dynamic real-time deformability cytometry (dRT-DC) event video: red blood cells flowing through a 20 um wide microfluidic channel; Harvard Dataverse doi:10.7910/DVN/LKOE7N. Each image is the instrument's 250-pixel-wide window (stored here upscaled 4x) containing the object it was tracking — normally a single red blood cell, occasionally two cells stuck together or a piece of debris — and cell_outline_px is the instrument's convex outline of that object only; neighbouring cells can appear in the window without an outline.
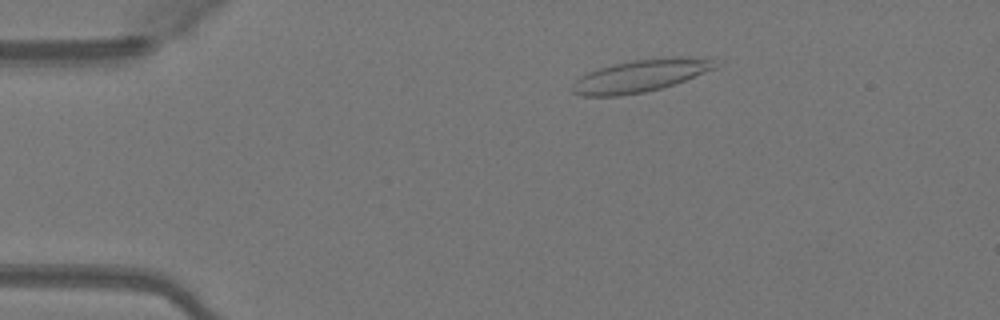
{"species": "Egyptian fruit bat (a non-hibernating species)", "species_latin": "Rousettus aegyptiacus", "temperature_condition": "warm", "stored_images_in_passage": 42, "camera_frame_rate_fps": 3000, "um_per_image_px": 0.085, "animal": {"sex": "female"}, "frame": {"image": 1, "passage_image": 2, "time_ms": 0.333, "image_size_px": [1000, 320], "cell_outline_px": [[716, 68], [684, 80], [660, 88], [644, 92], [620, 96], [580, 96], [572, 92], [572, 84], [580, 76], [588, 72], [600, 68], [616, 64], [636, 60], [672, 56], [712, 60]], "centroid_in_image_um": [54.35, 6.46], "position_along_channel_um": 30.7, "area_um2": 26.3}}
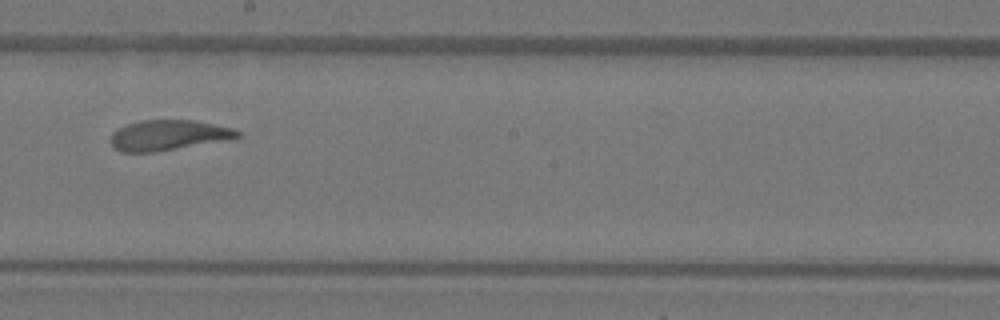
{"frame": {"image": 2, "passage_image": 21, "time_ms": 6.667, "image_size_px": [1000, 320], "cell_outline_px": [[240, 136], [156, 152], [120, 152], [112, 144], [112, 132], [128, 124], [140, 120], [192, 120], [232, 128], [240, 132]], "centroid_in_image_um": [14.24, 11.48], "position_along_channel_um": 234.0, "area_um2": 21.68}}
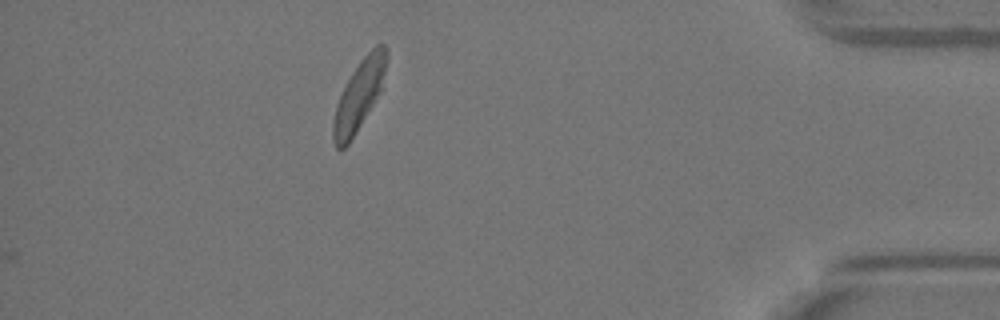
{"frame": {"image": 3, "passage_image": 37, "time_ms": 12.0, "image_size_px": [1000, 320], "cell_outline_px": [[388, 60], [380, 92], [348, 144], [344, 148], [336, 148], [332, 140], [332, 124], [336, 104], [352, 72], [360, 60], [376, 44], [384, 44], [388, 48]], "centroid_in_image_um": [30.53, 8.07], "position_along_channel_um": 404.7, "area_um2": 21.44}, "authors_computed_cell_mechanics": {"area_um2": 22.8599, "velocity_mm_per_s": 4.0841, "shape_relaxation_time_tau1_ms": 6.7762, "shape_relaxation_time_tau2_ms": 1.1782, "deformation_change_tau1": 0.2378, "deformation_change_tau2": 0.0927}}